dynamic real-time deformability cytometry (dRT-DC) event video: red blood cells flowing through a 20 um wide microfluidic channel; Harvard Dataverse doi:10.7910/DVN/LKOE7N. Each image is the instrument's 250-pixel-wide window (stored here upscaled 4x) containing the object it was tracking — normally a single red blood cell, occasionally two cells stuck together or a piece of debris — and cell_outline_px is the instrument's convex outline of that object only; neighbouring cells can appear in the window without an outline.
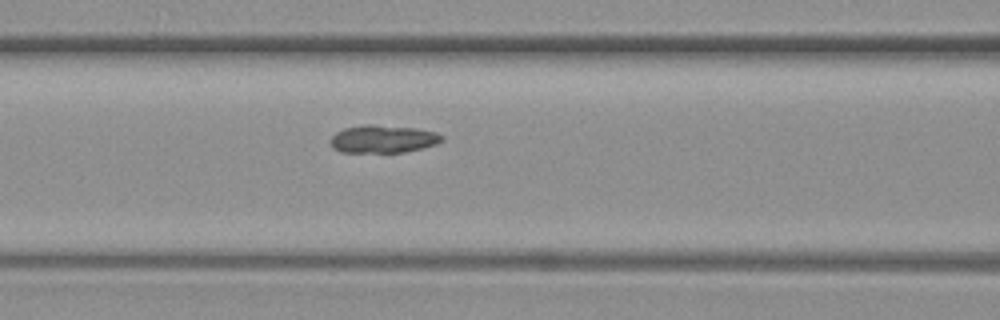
{"species": "common noctule bat (a hibernating species)", "species_latin": "Nyctalus noctula", "temperature_condition": "warm", "stored_images_in_passage": 8, "camera_frame_rate_fps": 3000, "um_per_image_px": 0.085, "animal": {"sex": "female", "body_mass_g": 19.3, "forearm_length_mm": 54.1}, "frame": {"image": 1, "passage_image": 8, "time_ms": 9.333, "image_size_px": [1000, 320], "cell_outline_px": [[444, 140], [436, 144], [424, 148], [404, 152], [340, 152], [332, 148], [332, 136], [336, 132], [344, 128], [360, 124], [372, 124], [416, 128], [436, 132], [444, 136]], "centroid_in_image_um": [32.58, 11.8], "position_along_channel_um": 134.0, "area_um2": 18.21}}